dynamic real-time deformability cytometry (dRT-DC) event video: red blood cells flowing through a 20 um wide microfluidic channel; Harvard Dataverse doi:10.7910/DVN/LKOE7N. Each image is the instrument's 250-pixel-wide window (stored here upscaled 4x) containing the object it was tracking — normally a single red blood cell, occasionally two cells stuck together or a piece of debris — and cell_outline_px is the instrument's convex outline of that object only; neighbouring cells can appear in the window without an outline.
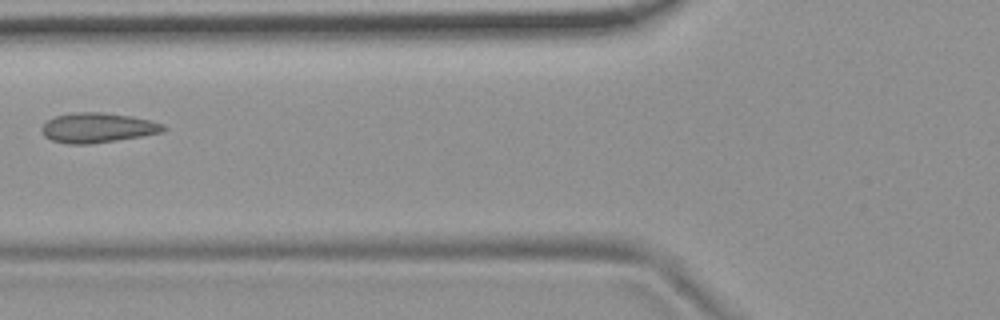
{"species": "common noctule bat (a hibernating species)", "species_latin": "Nyctalus noctula", "temperature_condition": "room temperature", "stored_images_in_passage": 8, "camera_frame_rate_fps": 3000, "um_per_image_px": 0.085, "animal": {"sex": "female", "body_mass_g": 19.9}, "frame": {"image": 1, "passage_image": 7, "time_ms": 7.0, "image_size_px": [1000, 320], "cell_outline_px": [[168, 128], [164, 132], [116, 140], [88, 144], [68, 144], [52, 140], [44, 136], [40, 128], [48, 120], [56, 116], [72, 112], [104, 112], [132, 116], [152, 120], [164, 124]], "centroid_in_image_um": [8.32, 10.85], "position_along_channel_um": 117.5, "area_um2": 21.27}}
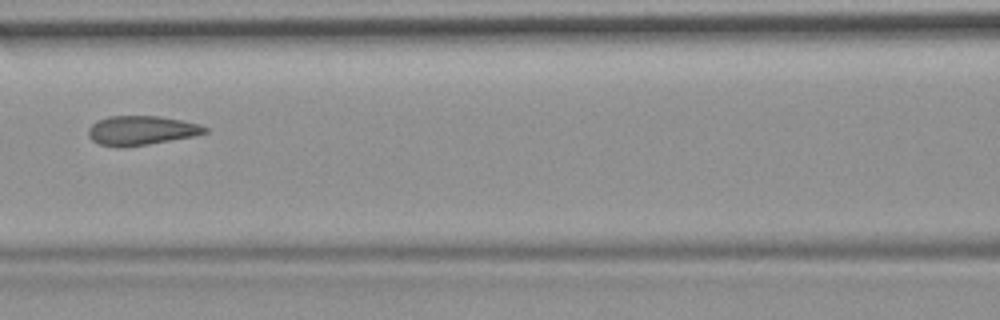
{"frame": {"image": 2, "passage_image": 8, "time_ms": 8.0, "image_size_px": [1000, 320], "cell_outline_px": [[208, 132], [192, 136], [148, 144], [120, 148], [100, 144], [92, 140], [88, 136], [88, 128], [96, 120], [108, 116], [160, 116], [200, 124], [208, 128]], "centroid_in_image_um": [11.97, 11.08], "position_along_channel_um": 154.6, "area_um2": 19.88}}